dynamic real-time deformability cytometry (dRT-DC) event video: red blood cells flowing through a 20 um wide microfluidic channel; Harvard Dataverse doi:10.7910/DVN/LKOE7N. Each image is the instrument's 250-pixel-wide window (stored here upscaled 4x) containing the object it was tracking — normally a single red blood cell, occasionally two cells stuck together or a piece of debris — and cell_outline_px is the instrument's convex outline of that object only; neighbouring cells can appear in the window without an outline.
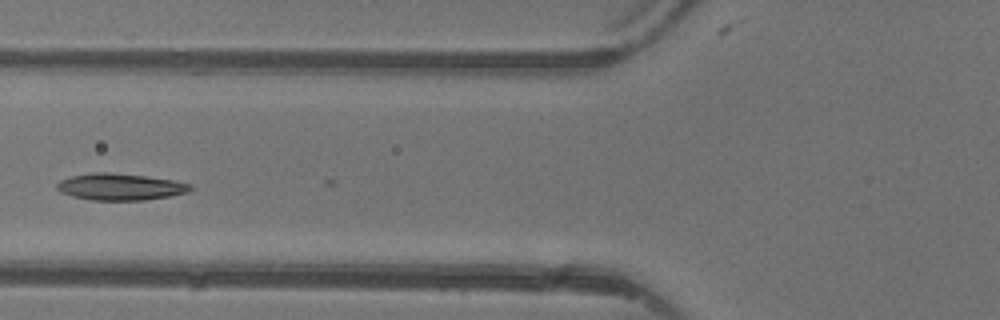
{"species": "common noctule bat (a hibernating species)", "species_latin": "Nyctalus noctula", "temperature_condition": "warm", "stored_images_in_passage": 4, "camera_frame_rate_fps": 3000, "um_per_image_px": 0.085, "animal": {"sex": "female"}, "frame": {"image": 1, "passage_image": 3, "time_ms": 3.333, "image_size_px": [1000, 320], "cell_outline_px": [[192, 188], [188, 192], [168, 196], [144, 200], [92, 200], [72, 196], [60, 192], [56, 188], [56, 184], [60, 180], [72, 176], [92, 172], [108, 172], [144, 176], [172, 180], [192, 184]], "centroid_in_image_um": [10.19, 15.88], "position_along_channel_um": 115.6, "area_um2": 20.63}}
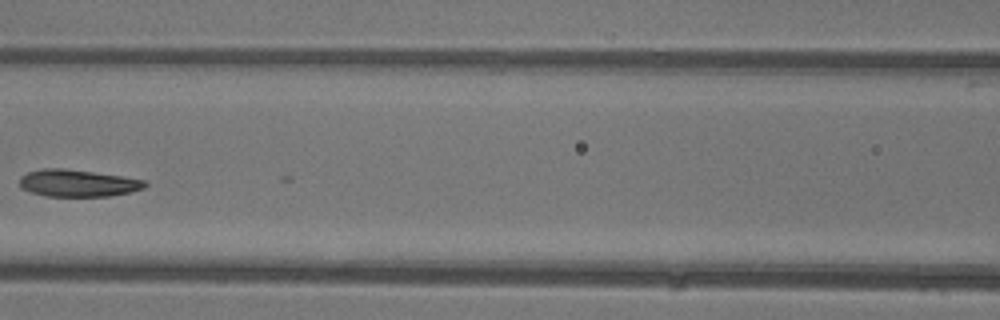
{"frame": {"image": 2, "passage_image": 4, "time_ms": 4.333, "image_size_px": [1000, 320], "cell_outline_px": [[148, 184], [144, 188], [132, 192], [108, 196], [44, 196], [20, 188], [20, 176], [28, 172], [44, 168], [64, 168], [120, 176], [144, 180]], "centroid_in_image_um": [6.59, 15.57], "position_along_channel_um": 160.0, "area_um2": 19.71}}